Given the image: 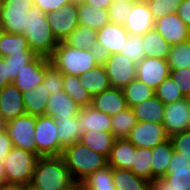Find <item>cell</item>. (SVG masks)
<instances>
[{
    "label": "cell",
    "instance_id": "26",
    "mask_svg": "<svg viewBox=\"0 0 190 190\" xmlns=\"http://www.w3.org/2000/svg\"><path fill=\"white\" fill-rule=\"evenodd\" d=\"M80 84L92 98L111 88L108 75L103 65H97L80 76Z\"/></svg>",
    "mask_w": 190,
    "mask_h": 190
},
{
    "label": "cell",
    "instance_id": "35",
    "mask_svg": "<svg viewBox=\"0 0 190 190\" xmlns=\"http://www.w3.org/2000/svg\"><path fill=\"white\" fill-rule=\"evenodd\" d=\"M63 42L73 48L90 50L97 42V30L78 25Z\"/></svg>",
    "mask_w": 190,
    "mask_h": 190
},
{
    "label": "cell",
    "instance_id": "54",
    "mask_svg": "<svg viewBox=\"0 0 190 190\" xmlns=\"http://www.w3.org/2000/svg\"><path fill=\"white\" fill-rule=\"evenodd\" d=\"M148 190H175L172 184L167 181L164 177L154 178L149 181Z\"/></svg>",
    "mask_w": 190,
    "mask_h": 190
},
{
    "label": "cell",
    "instance_id": "59",
    "mask_svg": "<svg viewBox=\"0 0 190 190\" xmlns=\"http://www.w3.org/2000/svg\"><path fill=\"white\" fill-rule=\"evenodd\" d=\"M6 182H7V179H6L5 168L3 165V160H0V185Z\"/></svg>",
    "mask_w": 190,
    "mask_h": 190
},
{
    "label": "cell",
    "instance_id": "53",
    "mask_svg": "<svg viewBox=\"0 0 190 190\" xmlns=\"http://www.w3.org/2000/svg\"><path fill=\"white\" fill-rule=\"evenodd\" d=\"M177 14L179 18L185 23V25L190 29V0H182Z\"/></svg>",
    "mask_w": 190,
    "mask_h": 190
},
{
    "label": "cell",
    "instance_id": "12",
    "mask_svg": "<svg viewBox=\"0 0 190 190\" xmlns=\"http://www.w3.org/2000/svg\"><path fill=\"white\" fill-rule=\"evenodd\" d=\"M154 29L170 46L190 40V29L179 18L177 13H168L155 20Z\"/></svg>",
    "mask_w": 190,
    "mask_h": 190
},
{
    "label": "cell",
    "instance_id": "47",
    "mask_svg": "<svg viewBox=\"0 0 190 190\" xmlns=\"http://www.w3.org/2000/svg\"><path fill=\"white\" fill-rule=\"evenodd\" d=\"M170 77L175 81L185 97H190V68L170 70Z\"/></svg>",
    "mask_w": 190,
    "mask_h": 190
},
{
    "label": "cell",
    "instance_id": "9",
    "mask_svg": "<svg viewBox=\"0 0 190 190\" xmlns=\"http://www.w3.org/2000/svg\"><path fill=\"white\" fill-rule=\"evenodd\" d=\"M47 21L56 39L64 41L79 25L77 5L69 3L48 13Z\"/></svg>",
    "mask_w": 190,
    "mask_h": 190
},
{
    "label": "cell",
    "instance_id": "45",
    "mask_svg": "<svg viewBox=\"0 0 190 190\" xmlns=\"http://www.w3.org/2000/svg\"><path fill=\"white\" fill-rule=\"evenodd\" d=\"M43 83L50 95L60 92L63 90V74L49 63L45 68Z\"/></svg>",
    "mask_w": 190,
    "mask_h": 190
},
{
    "label": "cell",
    "instance_id": "51",
    "mask_svg": "<svg viewBox=\"0 0 190 190\" xmlns=\"http://www.w3.org/2000/svg\"><path fill=\"white\" fill-rule=\"evenodd\" d=\"M33 6V0H4L3 9L28 11Z\"/></svg>",
    "mask_w": 190,
    "mask_h": 190
},
{
    "label": "cell",
    "instance_id": "16",
    "mask_svg": "<svg viewBox=\"0 0 190 190\" xmlns=\"http://www.w3.org/2000/svg\"><path fill=\"white\" fill-rule=\"evenodd\" d=\"M155 20L147 3H134L124 27L129 34L144 35L154 28Z\"/></svg>",
    "mask_w": 190,
    "mask_h": 190
},
{
    "label": "cell",
    "instance_id": "60",
    "mask_svg": "<svg viewBox=\"0 0 190 190\" xmlns=\"http://www.w3.org/2000/svg\"><path fill=\"white\" fill-rule=\"evenodd\" d=\"M70 3H73L75 5L83 4L85 0H69Z\"/></svg>",
    "mask_w": 190,
    "mask_h": 190
},
{
    "label": "cell",
    "instance_id": "58",
    "mask_svg": "<svg viewBox=\"0 0 190 190\" xmlns=\"http://www.w3.org/2000/svg\"><path fill=\"white\" fill-rule=\"evenodd\" d=\"M65 190H87L83 182L74 181Z\"/></svg>",
    "mask_w": 190,
    "mask_h": 190
},
{
    "label": "cell",
    "instance_id": "4",
    "mask_svg": "<svg viewBox=\"0 0 190 190\" xmlns=\"http://www.w3.org/2000/svg\"><path fill=\"white\" fill-rule=\"evenodd\" d=\"M50 63L62 74L81 76L98 64L90 50L77 49L60 41L49 57Z\"/></svg>",
    "mask_w": 190,
    "mask_h": 190
},
{
    "label": "cell",
    "instance_id": "15",
    "mask_svg": "<svg viewBox=\"0 0 190 190\" xmlns=\"http://www.w3.org/2000/svg\"><path fill=\"white\" fill-rule=\"evenodd\" d=\"M26 114L22 92L13 84L0 90V118L4 123Z\"/></svg>",
    "mask_w": 190,
    "mask_h": 190
},
{
    "label": "cell",
    "instance_id": "64",
    "mask_svg": "<svg viewBox=\"0 0 190 190\" xmlns=\"http://www.w3.org/2000/svg\"><path fill=\"white\" fill-rule=\"evenodd\" d=\"M3 26H2V23H1V20H0V37H1V35L3 34Z\"/></svg>",
    "mask_w": 190,
    "mask_h": 190
},
{
    "label": "cell",
    "instance_id": "52",
    "mask_svg": "<svg viewBox=\"0 0 190 190\" xmlns=\"http://www.w3.org/2000/svg\"><path fill=\"white\" fill-rule=\"evenodd\" d=\"M13 148L12 141L4 126L0 128V160H3Z\"/></svg>",
    "mask_w": 190,
    "mask_h": 190
},
{
    "label": "cell",
    "instance_id": "29",
    "mask_svg": "<svg viewBox=\"0 0 190 190\" xmlns=\"http://www.w3.org/2000/svg\"><path fill=\"white\" fill-rule=\"evenodd\" d=\"M142 42L145 57L168 59L171 46L154 28L142 35Z\"/></svg>",
    "mask_w": 190,
    "mask_h": 190
},
{
    "label": "cell",
    "instance_id": "36",
    "mask_svg": "<svg viewBox=\"0 0 190 190\" xmlns=\"http://www.w3.org/2000/svg\"><path fill=\"white\" fill-rule=\"evenodd\" d=\"M82 182L87 190H116L113 183V168L109 165L90 174Z\"/></svg>",
    "mask_w": 190,
    "mask_h": 190
},
{
    "label": "cell",
    "instance_id": "38",
    "mask_svg": "<svg viewBox=\"0 0 190 190\" xmlns=\"http://www.w3.org/2000/svg\"><path fill=\"white\" fill-rule=\"evenodd\" d=\"M151 160L152 149L136 147L134 164L131 168V171L141 178H144L148 181L152 180Z\"/></svg>",
    "mask_w": 190,
    "mask_h": 190
},
{
    "label": "cell",
    "instance_id": "46",
    "mask_svg": "<svg viewBox=\"0 0 190 190\" xmlns=\"http://www.w3.org/2000/svg\"><path fill=\"white\" fill-rule=\"evenodd\" d=\"M36 54H13L4 58L8 63L9 82L12 83L26 64L32 61Z\"/></svg>",
    "mask_w": 190,
    "mask_h": 190
},
{
    "label": "cell",
    "instance_id": "32",
    "mask_svg": "<svg viewBox=\"0 0 190 190\" xmlns=\"http://www.w3.org/2000/svg\"><path fill=\"white\" fill-rule=\"evenodd\" d=\"M57 124V137L59 144L65 148L69 145L80 141L81 134L79 132V124L77 123V116L70 118H54Z\"/></svg>",
    "mask_w": 190,
    "mask_h": 190
},
{
    "label": "cell",
    "instance_id": "48",
    "mask_svg": "<svg viewBox=\"0 0 190 190\" xmlns=\"http://www.w3.org/2000/svg\"><path fill=\"white\" fill-rule=\"evenodd\" d=\"M174 151L190 159V131L185 130L170 137Z\"/></svg>",
    "mask_w": 190,
    "mask_h": 190
},
{
    "label": "cell",
    "instance_id": "19",
    "mask_svg": "<svg viewBox=\"0 0 190 190\" xmlns=\"http://www.w3.org/2000/svg\"><path fill=\"white\" fill-rule=\"evenodd\" d=\"M128 34L123 25L109 22L97 30V43L104 46L111 55L117 54L123 50Z\"/></svg>",
    "mask_w": 190,
    "mask_h": 190
},
{
    "label": "cell",
    "instance_id": "6",
    "mask_svg": "<svg viewBox=\"0 0 190 190\" xmlns=\"http://www.w3.org/2000/svg\"><path fill=\"white\" fill-rule=\"evenodd\" d=\"M57 124L53 117L36 116L34 139L39 157L61 156L64 148L59 144Z\"/></svg>",
    "mask_w": 190,
    "mask_h": 190
},
{
    "label": "cell",
    "instance_id": "27",
    "mask_svg": "<svg viewBox=\"0 0 190 190\" xmlns=\"http://www.w3.org/2000/svg\"><path fill=\"white\" fill-rule=\"evenodd\" d=\"M137 121L162 123L165 104L155 95L132 107Z\"/></svg>",
    "mask_w": 190,
    "mask_h": 190
},
{
    "label": "cell",
    "instance_id": "1",
    "mask_svg": "<svg viewBox=\"0 0 190 190\" xmlns=\"http://www.w3.org/2000/svg\"><path fill=\"white\" fill-rule=\"evenodd\" d=\"M24 36L29 48L36 54L49 58L59 41L54 36L48 21L47 14L33 6L25 15Z\"/></svg>",
    "mask_w": 190,
    "mask_h": 190
},
{
    "label": "cell",
    "instance_id": "62",
    "mask_svg": "<svg viewBox=\"0 0 190 190\" xmlns=\"http://www.w3.org/2000/svg\"><path fill=\"white\" fill-rule=\"evenodd\" d=\"M3 5H4V0H0V17H1V12L3 9Z\"/></svg>",
    "mask_w": 190,
    "mask_h": 190
},
{
    "label": "cell",
    "instance_id": "21",
    "mask_svg": "<svg viewBox=\"0 0 190 190\" xmlns=\"http://www.w3.org/2000/svg\"><path fill=\"white\" fill-rule=\"evenodd\" d=\"M45 115L53 118H70L77 116L81 107L64 90L50 95Z\"/></svg>",
    "mask_w": 190,
    "mask_h": 190
},
{
    "label": "cell",
    "instance_id": "33",
    "mask_svg": "<svg viewBox=\"0 0 190 190\" xmlns=\"http://www.w3.org/2000/svg\"><path fill=\"white\" fill-rule=\"evenodd\" d=\"M137 122L133 109L127 107L122 112L111 116V132L116 139L127 138Z\"/></svg>",
    "mask_w": 190,
    "mask_h": 190
},
{
    "label": "cell",
    "instance_id": "49",
    "mask_svg": "<svg viewBox=\"0 0 190 190\" xmlns=\"http://www.w3.org/2000/svg\"><path fill=\"white\" fill-rule=\"evenodd\" d=\"M69 3V0H33L34 6L38 7L45 14L54 12Z\"/></svg>",
    "mask_w": 190,
    "mask_h": 190
},
{
    "label": "cell",
    "instance_id": "3",
    "mask_svg": "<svg viewBox=\"0 0 190 190\" xmlns=\"http://www.w3.org/2000/svg\"><path fill=\"white\" fill-rule=\"evenodd\" d=\"M61 156L74 181L79 182L108 165L104 155L94 152L81 141L65 147Z\"/></svg>",
    "mask_w": 190,
    "mask_h": 190
},
{
    "label": "cell",
    "instance_id": "61",
    "mask_svg": "<svg viewBox=\"0 0 190 190\" xmlns=\"http://www.w3.org/2000/svg\"><path fill=\"white\" fill-rule=\"evenodd\" d=\"M136 3H150L152 0H134Z\"/></svg>",
    "mask_w": 190,
    "mask_h": 190
},
{
    "label": "cell",
    "instance_id": "34",
    "mask_svg": "<svg viewBox=\"0 0 190 190\" xmlns=\"http://www.w3.org/2000/svg\"><path fill=\"white\" fill-rule=\"evenodd\" d=\"M63 90L72 97L81 108L92 104V96L80 84V76L63 74Z\"/></svg>",
    "mask_w": 190,
    "mask_h": 190
},
{
    "label": "cell",
    "instance_id": "8",
    "mask_svg": "<svg viewBox=\"0 0 190 190\" xmlns=\"http://www.w3.org/2000/svg\"><path fill=\"white\" fill-rule=\"evenodd\" d=\"M103 66L113 88L123 89L136 79L137 64L123 54L110 55Z\"/></svg>",
    "mask_w": 190,
    "mask_h": 190
},
{
    "label": "cell",
    "instance_id": "66",
    "mask_svg": "<svg viewBox=\"0 0 190 190\" xmlns=\"http://www.w3.org/2000/svg\"><path fill=\"white\" fill-rule=\"evenodd\" d=\"M3 126V122L1 121V118H0V128Z\"/></svg>",
    "mask_w": 190,
    "mask_h": 190
},
{
    "label": "cell",
    "instance_id": "17",
    "mask_svg": "<svg viewBox=\"0 0 190 190\" xmlns=\"http://www.w3.org/2000/svg\"><path fill=\"white\" fill-rule=\"evenodd\" d=\"M164 178L175 190H190V159L174 151Z\"/></svg>",
    "mask_w": 190,
    "mask_h": 190
},
{
    "label": "cell",
    "instance_id": "14",
    "mask_svg": "<svg viewBox=\"0 0 190 190\" xmlns=\"http://www.w3.org/2000/svg\"><path fill=\"white\" fill-rule=\"evenodd\" d=\"M50 63L49 58L37 55L24 66L12 82L22 93L33 89L43 82L45 68Z\"/></svg>",
    "mask_w": 190,
    "mask_h": 190
},
{
    "label": "cell",
    "instance_id": "65",
    "mask_svg": "<svg viewBox=\"0 0 190 190\" xmlns=\"http://www.w3.org/2000/svg\"><path fill=\"white\" fill-rule=\"evenodd\" d=\"M24 190H34V189L30 186H25Z\"/></svg>",
    "mask_w": 190,
    "mask_h": 190
},
{
    "label": "cell",
    "instance_id": "22",
    "mask_svg": "<svg viewBox=\"0 0 190 190\" xmlns=\"http://www.w3.org/2000/svg\"><path fill=\"white\" fill-rule=\"evenodd\" d=\"M135 151L136 146L127 138L115 139L108 157V165L112 168L131 170L134 164Z\"/></svg>",
    "mask_w": 190,
    "mask_h": 190
},
{
    "label": "cell",
    "instance_id": "28",
    "mask_svg": "<svg viewBox=\"0 0 190 190\" xmlns=\"http://www.w3.org/2000/svg\"><path fill=\"white\" fill-rule=\"evenodd\" d=\"M115 137L112 132L87 131L80 137V141L96 153L104 155L107 159L110 156Z\"/></svg>",
    "mask_w": 190,
    "mask_h": 190
},
{
    "label": "cell",
    "instance_id": "44",
    "mask_svg": "<svg viewBox=\"0 0 190 190\" xmlns=\"http://www.w3.org/2000/svg\"><path fill=\"white\" fill-rule=\"evenodd\" d=\"M182 0H152L148 3L153 19L158 20L168 13H177Z\"/></svg>",
    "mask_w": 190,
    "mask_h": 190
},
{
    "label": "cell",
    "instance_id": "23",
    "mask_svg": "<svg viewBox=\"0 0 190 190\" xmlns=\"http://www.w3.org/2000/svg\"><path fill=\"white\" fill-rule=\"evenodd\" d=\"M50 93L46 91L44 83L38 84L33 89L22 93L26 114L41 116L45 115L47 101Z\"/></svg>",
    "mask_w": 190,
    "mask_h": 190
},
{
    "label": "cell",
    "instance_id": "43",
    "mask_svg": "<svg viewBox=\"0 0 190 190\" xmlns=\"http://www.w3.org/2000/svg\"><path fill=\"white\" fill-rule=\"evenodd\" d=\"M142 35L128 34L126 44L120 54L128 57L131 61L138 64L145 58Z\"/></svg>",
    "mask_w": 190,
    "mask_h": 190
},
{
    "label": "cell",
    "instance_id": "39",
    "mask_svg": "<svg viewBox=\"0 0 190 190\" xmlns=\"http://www.w3.org/2000/svg\"><path fill=\"white\" fill-rule=\"evenodd\" d=\"M27 12L28 11L2 9L0 20L3 26V31L24 35V22Z\"/></svg>",
    "mask_w": 190,
    "mask_h": 190
},
{
    "label": "cell",
    "instance_id": "63",
    "mask_svg": "<svg viewBox=\"0 0 190 190\" xmlns=\"http://www.w3.org/2000/svg\"><path fill=\"white\" fill-rule=\"evenodd\" d=\"M186 130L190 131V114H189V117H188L187 129Z\"/></svg>",
    "mask_w": 190,
    "mask_h": 190
},
{
    "label": "cell",
    "instance_id": "41",
    "mask_svg": "<svg viewBox=\"0 0 190 190\" xmlns=\"http://www.w3.org/2000/svg\"><path fill=\"white\" fill-rule=\"evenodd\" d=\"M155 96L165 105L185 98L184 94L170 75L157 87L155 90Z\"/></svg>",
    "mask_w": 190,
    "mask_h": 190
},
{
    "label": "cell",
    "instance_id": "50",
    "mask_svg": "<svg viewBox=\"0 0 190 190\" xmlns=\"http://www.w3.org/2000/svg\"><path fill=\"white\" fill-rule=\"evenodd\" d=\"M90 54L98 65H104L110 58V53L106 48L97 42L91 47Z\"/></svg>",
    "mask_w": 190,
    "mask_h": 190
},
{
    "label": "cell",
    "instance_id": "5",
    "mask_svg": "<svg viewBox=\"0 0 190 190\" xmlns=\"http://www.w3.org/2000/svg\"><path fill=\"white\" fill-rule=\"evenodd\" d=\"M38 158L35 153L13 146L3 159L7 182L30 186Z\"/></svg>",
    "mask_w": 190,
    "mask_h": 190
},
{
    "label": "cell",
    "instance_id": "20",
    "mask_svg": "<svg viewBox=\"0 0 190 190\" xmlns=\"http://www.w3.org/2000/svg\"><path fill=\"white\" fill-rule=\"evenodd\" d=\"M95 109L114 116L128 107L123 90L111 87L92 98Z\"/></svg>",
    "mask_w": 190,
    "mask_h": 190
},
{
    "label": "cell",
    "instance_id": "11",
    "mask_svg": "<svg viewBox=\"0 0 190 190\" xmlns=\"http://www.w3.org/2000/svg\"><path fill=\"white\" fill-rule=\"evenodd\" d=\"M170 75V67L165 59L145 57L137 64L136 79L156 90Z\"/></svg>",
    "mask_w": 190,
    "mask_h": 190
},
{
    "label": "cell",
    "instance_id": "57",
    "mask_svg": "<svg viewBox=\"0 0 190 190\" xmlns=\"http://www.w3.org/2000/svg\"><path fill=\"white\" fill-rule=\"evenodd\" d=\"M25 185L18 184V183H3L0 185V190H24Z\"/></svg>",
    "mask_w": 190,
    "mask_h": 190
},
{
    "label": "cell",
    "instance_id": "13",
    "mask_svg": "<svg viewBox=\"0 0 190 190\" xmlns=\"http://www.w3.org/2000/svg\"><path fill=\"white\" fill-rule=\"evenodd\" d=\"M190 114V97L165 105L162 124L169 137L187 129Z\"/></svg>",
    "mask_w": 190,
    "mask_h": 190
},
{
    "label": "cell",
    "instance_id": "37",
    "mask_svg": "<svg viewBox=\"0 0 190 190\" xmlns=\"http://www.w3.org/2000/svg\"><path fill=\"white\" fill-rule=\"evenodd\" d=\"M123 93L127 102L128 107H133L142 101L150 99L155 95V90L147 86L145 83L134 79L123 89Z\"/></svg>",
    "mask_w": 190,
    "mask_h": 190
},
{
    "label": "cell",
    "instance_id": "2",
    "mask_svg": "<svg viewBox=\"0 0 190 190\" xmlns=\"http://www.w3.org/2000/svg\"><path fill=\"white\" fill-rule=\"evenodd\" d=\"M74 182L62 156L39 157L30 187L34 190H65Z\"/></svg>",
    "mask_w": 190,
    "mask_h": 190
},
{
    "label": "cell",
    "instance_id": "10",
    "mask_svg": "<svg viewBox=\"0 0 190 190\" xmlns=\"http://www.w3.org/2000/svg\"><path fill=\"white\" fill-rule=\"evenodd\" d=\"M170 137L162 123L140 122L130 131L127 139L136 147L154 148Z\"/></svg>",
    "mask_w": 190,
    "mask_h": 190
},
{
    "label": "cell",
    "instance_id": "42",
    "mask_svg": "<svg viewBox=\"0 0 190 190\" xmlns=\"http://www.w3.org/2000/svg\"><path fill=\"white\" fill-rule=\"evenodd\" d=\"M134 3V0H112L108 8L109 21L124 26Z\"/></svg>",
    "mask_w": 190,
    "mask_h": 190
},
{
    "label": "cell",
    "instance_id": "31",
    "mask_svg": "<svg viewBox=\"0 0 190 190\" xmlns=\"http://www.w3.org/2000/svg\"><path fill=\"white\" fill-rule=\"evenodd\" d=\"M116 190H148L149 181L135 175L131 170L113 168Z\"/></svg>",
    "mask_w": 190,
    "mask_h": 190
},
{
    "label": "cell",
    "instance_id": "40",
    "mask_svg": "<svg viewBox=\"0 0 190 190\" xmlns=\"http://www.w3.org/2000/svg\"><path fill=\"white\" fill-rule=\"evenodd\" d=\"M167 61L170 70L190 68V40L171 46Z\"/></svg>",
    "mask_w": 190,
    "mask_h": 190
},
{
    "label": "cell",
    "instance_id": "55",
    "mask_svg": "<svg viewBox=\"0 0 190 190\" xmlns=\"http://www.w3.org/2000/svg\"><path fill=\"white\" fill-rule=\"evenodd\" d=\"M8 84H11L9 82L8 63L4 58H0V90Z\"/></svg>",
    "mask_w": 190,
    "mask_h": 190
},
{
    "label": "cell",
    "instance_id": "7",
    "mask_svg": "<svg viewBox=\"0 0 190 190\" xmlns=\"http://www.w3.org/2000/svg\"><path fill=\"white\" fill-rule=\"evenodd\" d=\"M35 125L36 116L30 114L18 116L3 124L13 146L37 155V146L34 139Z\"/></svg>",
    "mask_w": 190,
    "mask_h": 190
},
{
    "label": "cell",
    "instance_id": "24",
    "mask_svg": "<svg viewBox=\"0 0 190 190\" xmlns=\"http://www.w3.org/2000/svg\"><path fill=\"white\" fill-rule=\"evenodd\" d=\"M78 24L89 28L100 30L109 23L108 9L86 3L77 5Z\"/></svg>",
    "mask_w": 190,
    "mask_h": 190
},
{
    "label": "cell",
    "instance_id": "18",
    "mask_svg": "<svg viewBox=\"0 0 190 190\" xmlns=\"http://www.w3.org/2000/svg\"><path fill=\"white\" fill-rule=\"evenodd\" d=\"M77 123L80 126L81 135L91 130L111 132V116L91 105L80 109L77 114Z\"/></svg>",
    "mask_w": 190,
    "mask_h": 190
},
{
    "label": "cell",
    "instance_id": "25",
    "mask_svg": "<svg viewBox=\"0 0 190 190\" xmlns=\"http://www.w3.org/2000/svg\"><path fill=\"white\" fill-rule=\"evenodd\" d=\"M173 154L174 147L170 138L152 148V179L161 178L167 174Z\"/></svg>",
    "mask_w": 190,
    "mask_h": 190
},
{
    "label": "cell",
    "instance_id": "30",
    "mask_svg": "<svg viewBox=\"0 0 190 190\" xmlns=\"http://www.w3.org/2000/svg\"><path fill=\"white\" fill-rule=\"evenodd\" d=\"M13 54H35L28 45L23 34L3 32L0 37V58H7Z\"/></svg>",
    "mask_w": 190,
    "mask_h": 190
},
{
    "label": "cell",
    "instance_id": "56",
    "mask_svg": "<svg viewBox=\"0 0 190 190\" xmlns=\"http://www.w3.org/2000/svg\"><path fill=\"white\" fill-rule=\"evenodd\" d=\"M112 0H85L84 3L88 5L97 6L102 9H108Z\"/></svg>",
    "mask_w": 190,
    "mask_h": 190
}]
</instances>
